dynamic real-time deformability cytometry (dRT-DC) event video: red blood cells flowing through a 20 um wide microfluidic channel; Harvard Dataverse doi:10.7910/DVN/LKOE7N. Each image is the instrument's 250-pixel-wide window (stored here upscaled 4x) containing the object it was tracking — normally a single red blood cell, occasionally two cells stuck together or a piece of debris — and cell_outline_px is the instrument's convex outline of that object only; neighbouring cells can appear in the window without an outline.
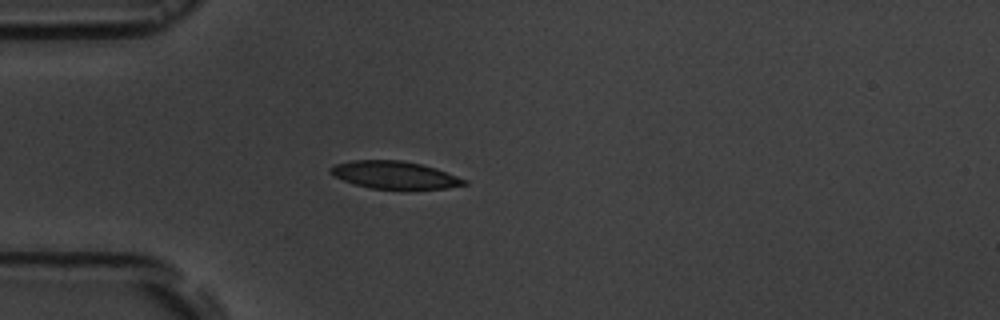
{"species": "common noctule bat (a hibernating species)", "species_latin": "Nyctalus noctula", "temperature_condition": "room temperature", "stored_images_in_passage": 4, "camera_frame_rate_fps": 3000, "um_per_image_px": 0.085, "animal": {"sex": "male", "body_mass_g": 19.5, "forearm_length_mm": 54.6}, "frame": {"image": 1, "passage_image": 4, "time_ms": 3.333, "image_size_px": [1000, 320], "cell_outline_px": [[468, 184], [448, 188], [372, 188], [356, 184], [332, 176], [328, 172], [328, 168], [336, 164], [352, 160], [400, 160], [420, 164], [436, 168], [468, 180]], "centroid_in_image_um": [33.52, 14.86], "position_along_channel_um": 51.5, "area_um2": 21.21}}